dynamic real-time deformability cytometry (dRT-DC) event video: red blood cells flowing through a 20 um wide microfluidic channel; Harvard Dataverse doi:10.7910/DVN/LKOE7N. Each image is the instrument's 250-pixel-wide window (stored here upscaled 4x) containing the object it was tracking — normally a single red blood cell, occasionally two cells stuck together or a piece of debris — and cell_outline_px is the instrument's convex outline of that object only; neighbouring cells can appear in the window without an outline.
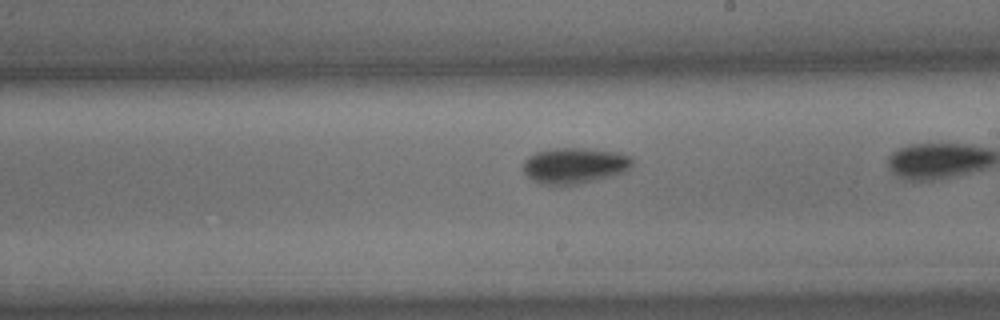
{"species": "common noctule bat (a hibernating species)", "species_latin": "Nyctalus noctula", "temperature_condition": "cold", "stored_images_in_passage": 42, "camera_frame_rate_fps": 3000, "um_per_image_px": 0.085, "animal": {"sex": "male", "body_mass_g": 15.6}, "frame": {"image": 1, "passage_image": 31, "time_ms": 10.0, "image_size_px": [1000, 320], "cell_outline_px": [[632, 164], [628, 172], [580, 184], [552, 188], [540, 184], [532, 180], [524, 172], [524, 160], [528, 156], [536, 152], [556, 148], [588, 148], [620, 152], [632, 156]], "centroid_in_image_um": [48.85, 14.1], "position_along_channel_um": 240.1, "area_um2": 23.64}}
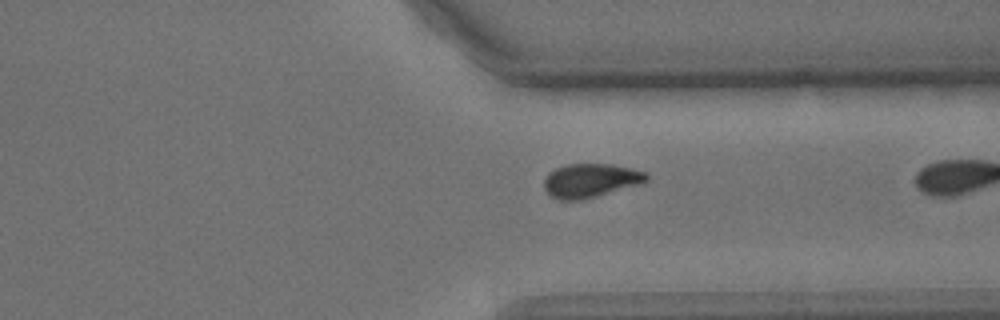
{"frame": {"image": 2, "passage_image": 41, "time_ms": 13.333, "image_size_px": [1000, 320], "cell_outline_px": [[648, 180], [640, 184], [596, 196], [580, 200], [560, 200], [552, 196], [544, 188], [544, 180], [548, 172], [556, 168], [568, 164], [612, 164], [632, 168], [648, 172]], "centroid_in_image_um": [50.21, 15.33], "position_along_channel_um": 361.2, "area_um2": 20.17}}